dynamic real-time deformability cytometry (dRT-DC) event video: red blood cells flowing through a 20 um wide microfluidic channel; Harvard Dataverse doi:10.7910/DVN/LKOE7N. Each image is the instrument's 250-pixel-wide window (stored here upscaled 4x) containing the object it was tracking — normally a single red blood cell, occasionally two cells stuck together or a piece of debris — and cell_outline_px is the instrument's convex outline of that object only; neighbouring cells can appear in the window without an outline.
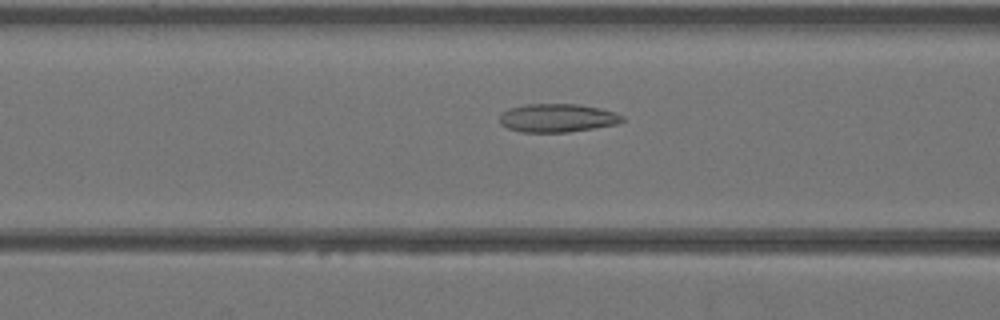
{"species": "Egyptian fruit bat (a non-hibernating species)", "species_latin": "Rousettus aegyptiacus", "temperature_condition": "warm", "stored_images_in_passage": 33, "camera_frame_rate_fps": 3000, "um_per_image_px": 0.085, "animal": {"sex": "female"}, "frame": {"image": 1, "passage_image": 7, "time_ms": 2.0, "image_size_px": [1000, 320], "cell_outline_px": [[624, 120], [616, 124], [568, 132], [520, 132], [508, 128], [500, 124], [500, 116], [508, 108], [528, 104], [576, 104], [600, 108], [624, 116]], "centroid_in_image_um": [47.35, 10.03], "position_along_channel_um": 119.2, "area_um2": 20.11}}
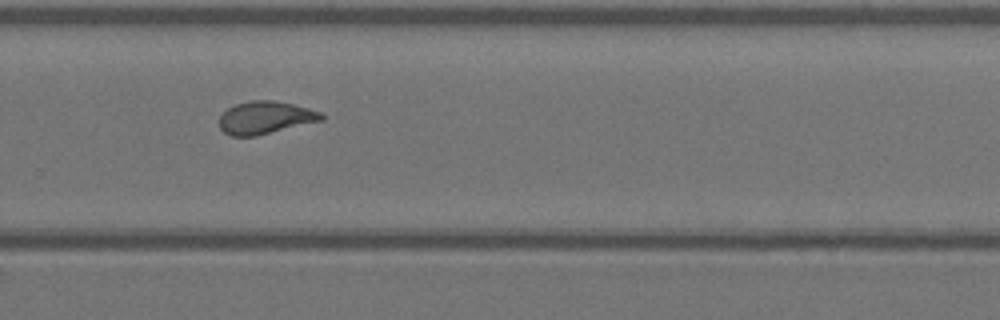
{"frame": {"image": 2, "passage_image": 19, "time_ms": 6.0, "image_size_px": [1000, 320], "cell_outline_px": [[324, 120], [256, 136], [232, 136], [224, 132], [220, 128], [220, 116], [228, 108], [236, 104], [252, 100], [272, 100], [292, 104], [324, 112]], "centroid_in_image_um": [22.59, 10.0], "position_along_channel_um": 307.2, "area_um2": 19.42}}
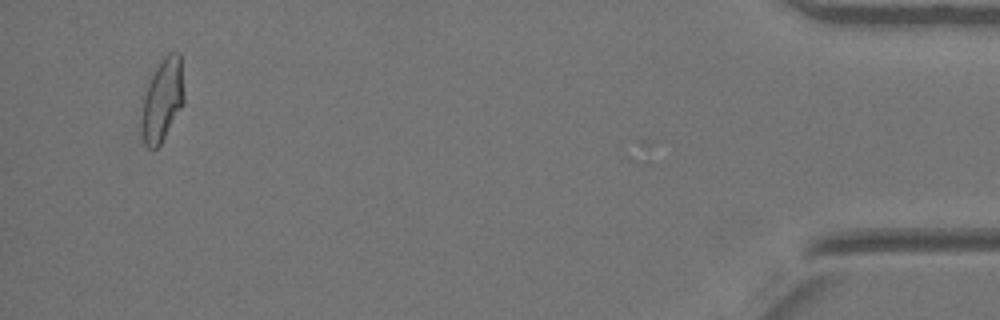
{"frame": {"image": 3, "passage_image": 31, "time_ms": 10.0, "image_size_px": [1000, 320], "cell_outline_px": [[184, 104], [160, 144], [156, 148], [148, 148], [144, 144], [140, 132], [140, 108], [144, 92], [156, 68], [164, 56], [168, 52], [180, 52], [184, 92]], "centroid_in_image_um": [13.77, 8.52], "position_along_channel_um": 421.4, "area_um2": 20.92}}